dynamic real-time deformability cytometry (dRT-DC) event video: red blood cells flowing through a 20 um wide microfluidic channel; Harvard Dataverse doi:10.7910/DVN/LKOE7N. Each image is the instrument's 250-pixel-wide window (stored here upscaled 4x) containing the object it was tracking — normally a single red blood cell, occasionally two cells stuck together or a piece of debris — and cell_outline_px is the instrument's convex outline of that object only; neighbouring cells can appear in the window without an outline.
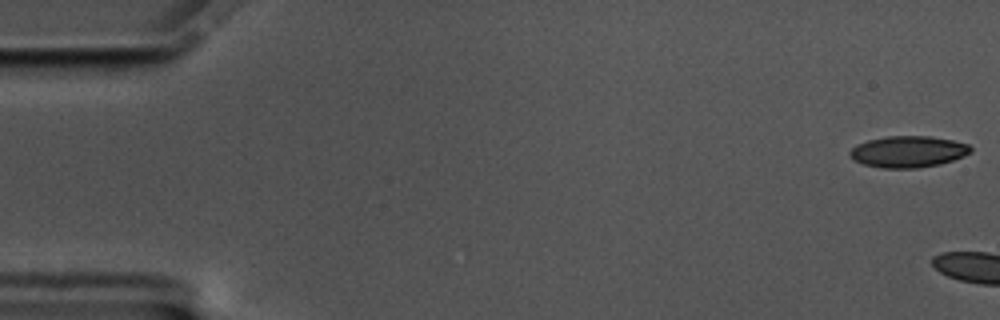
{"species": "common noctule bat (a hibernating species)", "species_latin": "Nyctalus noctula", "temperature_condition": "cold", "stored_images_in_passage": 5, "camera_frame_rate_fps": 3000, "um_per_image_px": 0.085, "animal": {"sex": "male", "body_mass_g": 17.5, "forearm_length_mm": 52.3}, "frame": {"image": 1, "passage_image": 1, "time_ms": 0.0, "image_size_px": [1000, 320], "cell_outline_px": [[972, 152], [964, 156], [940, 164], [916, 168], [880, 168], [864, 164], [856, 160], [848, 152], [856, 144], [868, 140], [888, 136], [932, 136], [952, 140], [968, 144], [972, 148]], "centroid_in_image_um": [77.21, 12.88], "position_along_channel_um": 7.8, "area_um2": 22.08}}